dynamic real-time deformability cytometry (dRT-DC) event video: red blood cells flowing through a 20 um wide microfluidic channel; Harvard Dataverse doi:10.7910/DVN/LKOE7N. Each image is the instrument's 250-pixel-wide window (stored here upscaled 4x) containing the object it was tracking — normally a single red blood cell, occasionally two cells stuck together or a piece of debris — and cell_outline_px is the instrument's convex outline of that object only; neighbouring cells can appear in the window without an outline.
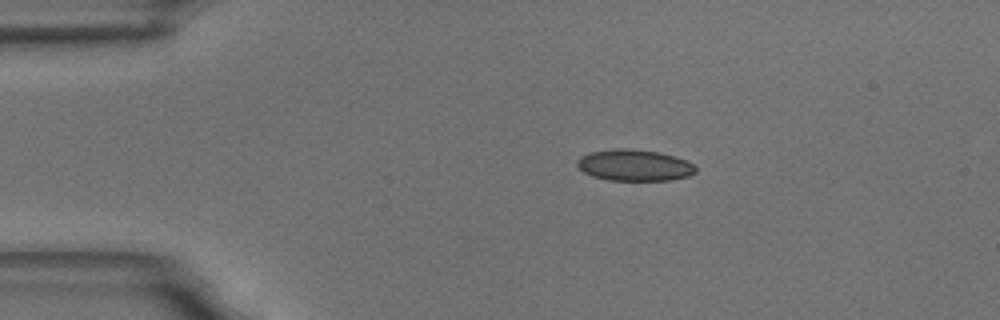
{"species": "common noctule bat (a hibernating species)", "species_latin": "Nyctalus noctula", "temperature_condition": "room temperature", "stored_images_in_passage": 47, "camera_frame_rate_fps": 3000, "um_per_image_px": 0.085, "animal": {"sex": "male", "body_mass_g": 18.8}, "frame": {"image": 1, "passage_image": 1, "time_ms": 0.0, "image_size_px": [1000, 320], "cell_outline_px": [[696, 172], [688, 176], [672, 180], [608, 180], [592, 176], [584, 172], [576, 164], [576, 160], [580, 156], [592, 152], [612, 148], [628, 148], [660, 152], [684, 160], [692, 164], [696, 168]], "centroid_in_image_um": [53.89, 14.04], "position_along_channel_um": 31.1, "area_um2": 21.62}}
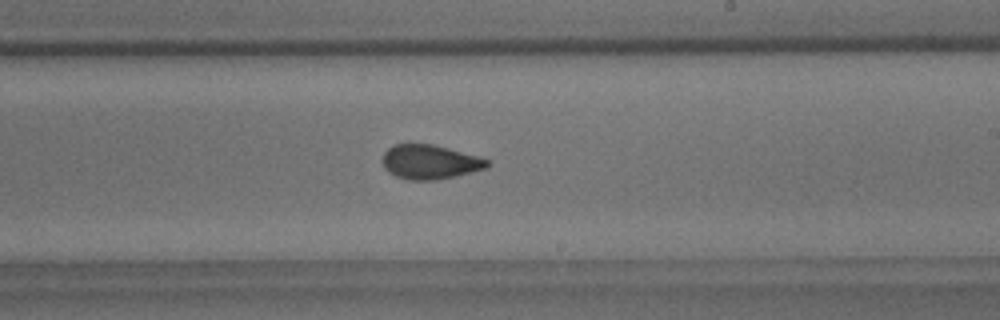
{"frame": {"image": 2, "passage_image": 24, "time_ms": 7.667, "image_size_px": [1000, 320], "cell_outline_px": [[492, 164], [488, 168], [456, 176], [432, 180], [408, 180], [396, 176], [388, 172], [384, 168], [384, 152], [388, 148], [396, 144], [432, 144], [480, 156], [488, 160]], "centroid_in_image_um": [36.59, 13.77], "position_along_channel_um": 252.4, "area_um2": 20.98}}
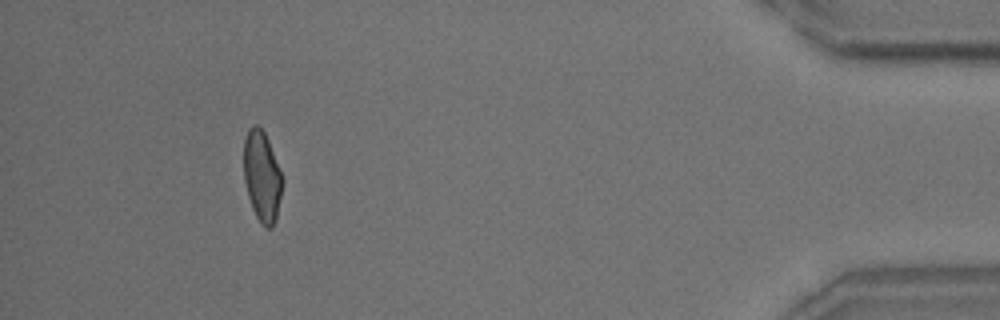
{"frame": {"image": 3, "passage_image": 43, "time_ms": 14.0, "image_size_px": [1000, 320], "cell_outline_px": [[284, 180], [276, 220], [272, 228], [264, 228], [260, 224], [252, 208], [248, 196], [244, 180], [244, 140], [248, 128], [252, 124], [256, 124], [264, 132], [268, 140]], "centroid_in_image_um": [22.27, 15.02], "position_along_channel_um": 412.9, "area_um2": 20.58}, "authors_computed_cell_mechanics": {"area_um2": 21.097, "velocity_mm_per_s": 3.5162, "shape_relaxation_time_tau1_ms": 7.707, "shape_relaxation_time_tau2_ms": 1.2897, "deformation_change_tau1": 0.1378, "deformation_change_tau2": 0.0616}}